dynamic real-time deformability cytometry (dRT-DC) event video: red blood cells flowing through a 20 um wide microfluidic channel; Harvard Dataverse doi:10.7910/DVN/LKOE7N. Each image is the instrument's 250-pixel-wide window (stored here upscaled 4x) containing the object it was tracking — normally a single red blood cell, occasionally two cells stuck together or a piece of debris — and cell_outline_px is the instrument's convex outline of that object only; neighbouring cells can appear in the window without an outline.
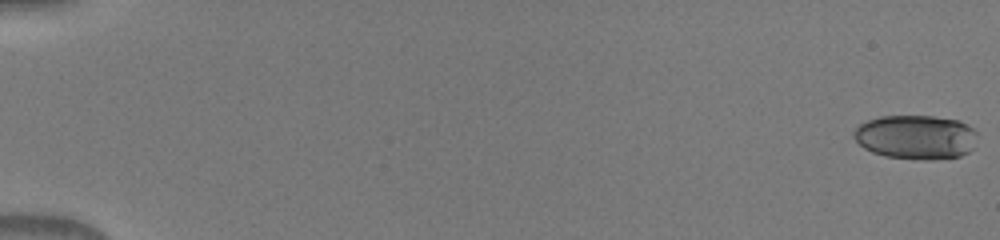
{"species": "human", "species_latin": "Homo sapiens", "temperature_condition": "warm", "stored_images_in_passage": 51, "camera_frame_rate_fps": 3000, "um_per_image_px": 0.085, "donor": {"sex": "male"}, "frame": {"image": 1, "passage_image": 1, "time_ms": 0.0, "image_size_px": [1000, 240], "cell_outline_px": [[976, 132], [972, 148], [968, 152], [960, 156], [932, 160], [920, 160], [884, 156], [872, 152], [864, 148], [852, 136], [852, 132], [860, 124], [868, 120], [880, 116], [932, 116], [960, 120], [968, 124]], "centroid_in_image_um": [77.83, 11.65], "position_along_channel_um": 7.2, "area_um2": 31.96}}
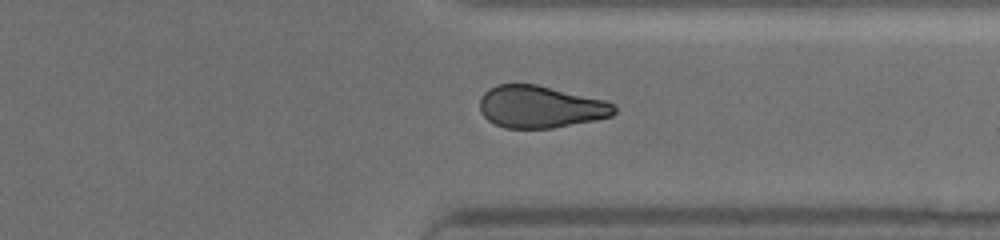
{"frame": {"image": 2, "passage_image": 41, "time_ms": 13.333, "image_size_px": [1000, 240], "cell_outline_px": [[616, 112], [612, 116], [596, 120], [552, 128], [504, 128], [488, 120], [480, 112], [480, 96], [488, 88], [496, 84], [536, 84], [604, 100], [616, 104]], "centroid_in_image_um": [45.92, 9.08], "position_along_channel_um": 365.5, "area_um2": 33.18}}
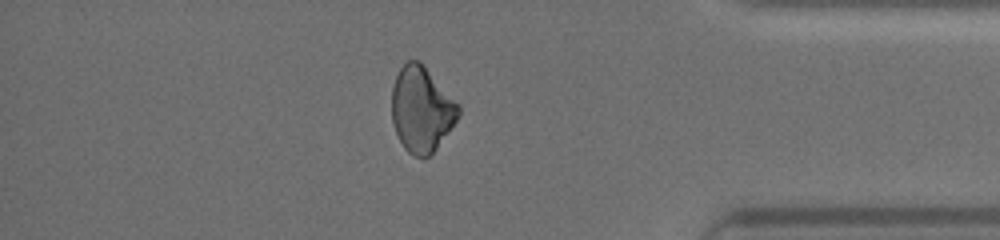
{"frame": {"image": 3, "passage_image": 45, "time_ms": 14.667, "image_size_px": [1000, 240], "cell_outline_px": [[460, 116], [436, 148], [428, 156], [412, 156], [404, 148], [396, 132], [392, 120], [392, 88], [396, 76], [400, 68], [408, 60], [420, 60], [460, 104]], "centroid_in_image_um": [35.84, 9.26], "position_along_channel_um": 399.4, "area_um2": 33.18}}